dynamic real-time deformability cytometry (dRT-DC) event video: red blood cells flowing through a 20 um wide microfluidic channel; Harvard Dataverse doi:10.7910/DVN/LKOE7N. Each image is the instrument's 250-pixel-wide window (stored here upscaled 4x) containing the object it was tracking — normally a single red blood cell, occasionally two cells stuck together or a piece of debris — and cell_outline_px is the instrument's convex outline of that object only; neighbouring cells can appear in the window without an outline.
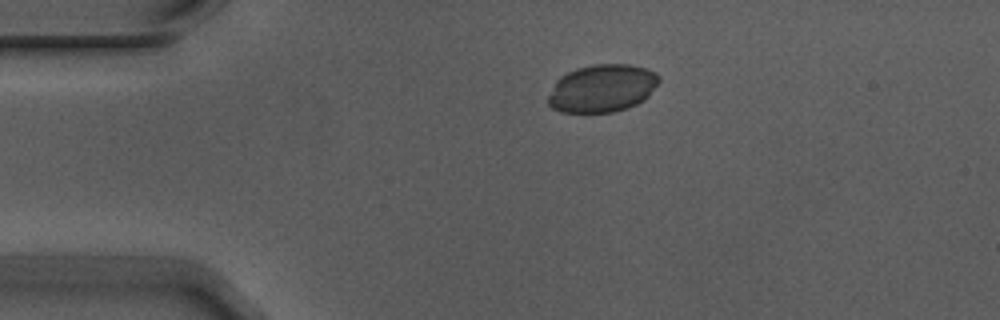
{"species": "Egyptian fruit bat (a non-hibernating species)", "species_latin": "Rousettus aegyptiacus", "temperature_condition": "warm", "stored_images_in_passage": 3, "camera_frame_rate_fps": 3000, "um_per_image_px": 0.085, "animal": {"sex": "male"}, "frame": {"image": 1, "passage_image": 3, "time_ms": 0.667, "image_size_px": [1000, 320], "cell_outline_px": [[660, 80], [648, 96], [644, 100], [628, 108], [612, 112], [560, 112], [552, 108], [548, 104], [548, 96], [556, 80], [560, 76], [576, 68], [592, 64], [628, 64], [648, 68], [656, 72], [660, 76]], "centroid_in_image_um": [51.19, 7.49], "position_along_channel_um": 33.8, "area_um2": 31.04}}